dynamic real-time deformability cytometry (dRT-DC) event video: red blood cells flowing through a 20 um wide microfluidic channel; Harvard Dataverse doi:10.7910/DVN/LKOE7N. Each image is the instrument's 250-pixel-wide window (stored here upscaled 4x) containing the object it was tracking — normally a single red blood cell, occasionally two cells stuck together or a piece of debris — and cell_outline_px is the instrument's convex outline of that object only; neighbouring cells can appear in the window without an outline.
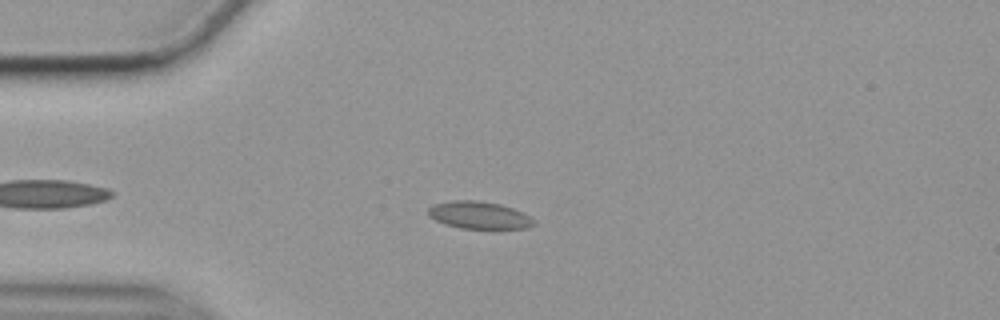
{"species": "common noctule bat (a hibernating species)", "species_latin": "Nyctalus noctula", "temperature_condition": "cold", "stored_images_in_passage": 52, "camera_frame_rate_fps": 3000, "um_per_image_px": 0.085, "animal": {"sex": "female", "body_mass_g": 19.9}, "frame": {"image": 1, "passage_image": 10, "time_ms": 3.0, "image_size_px": [1000, 320], "cell_outline_px": [[536, 224], [528, 228], [460, 228], [444, 224], [428, 216], [428, 208], [436, 204], [452, 200], [480, 200], [500, 204], [512, 208], [528, 216]], "centroid_in_image_um": [40.68, 18.28], "position_along_channel_um": 44.3, "area_um2": 16.65}}
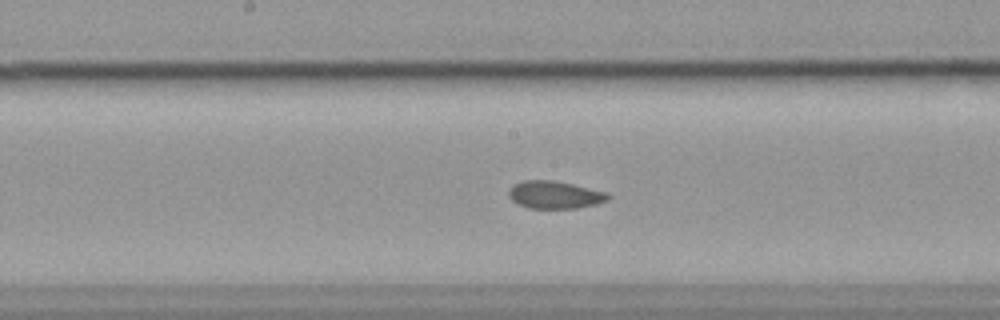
{"frame": {"image": 2, "passage_image": 25, "time_ms": 8.0, "image_size_px": [1000, 320], "cell_outline_px": [[612, 196], [608, 200], [596, 204], [576, 208], [528, 208], [512, 200], [508, 196], [508, 192], [516, 184], [524, 180], [552, 180], [572, 184], [608, 192]], "centroid_in_image_um": [47.2, 16.56], "position_along_channel_um": 201.0, "area_um2": 15.84}}
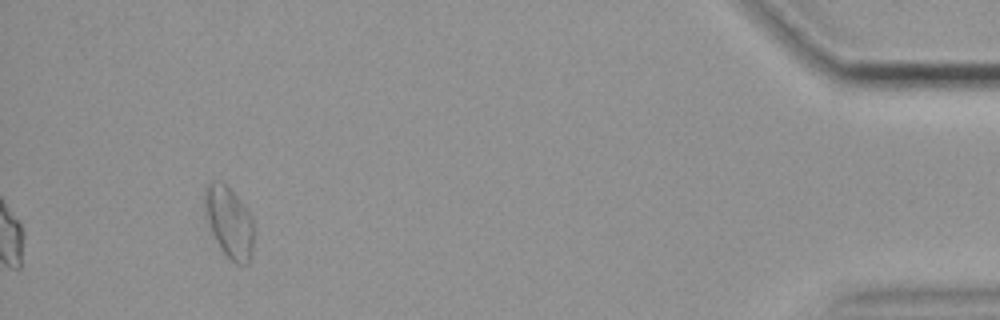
{"frame": {"image": 3, "passage_image": 49, "time_ms": 16.0, "image_size_px": [1000, 320], "cell_outline_px": [[256, 228], [252, 252], [248, 264], [236, 264], [220, 248], [212, 232], [208, 220], [204, 204], [204, 184], [208, 180], [220, 180], [236, 196], [252, 216]], "centroid_in_image_um": [19.5, 18.86], "position_along_channel_um": 415.7, "area_um2": 20.58}, "authors_computed_cell_mechanics": {"area_um2": 16.7331, "velocity_mm_per_s": 3.5226, "shape_relaxation_time_tau1_ms": null, "shape_relaxation_time_tau2_ms": 1.8131, "deformation_change_tau1": null, "deformation_change_tau2": 0.0473}}